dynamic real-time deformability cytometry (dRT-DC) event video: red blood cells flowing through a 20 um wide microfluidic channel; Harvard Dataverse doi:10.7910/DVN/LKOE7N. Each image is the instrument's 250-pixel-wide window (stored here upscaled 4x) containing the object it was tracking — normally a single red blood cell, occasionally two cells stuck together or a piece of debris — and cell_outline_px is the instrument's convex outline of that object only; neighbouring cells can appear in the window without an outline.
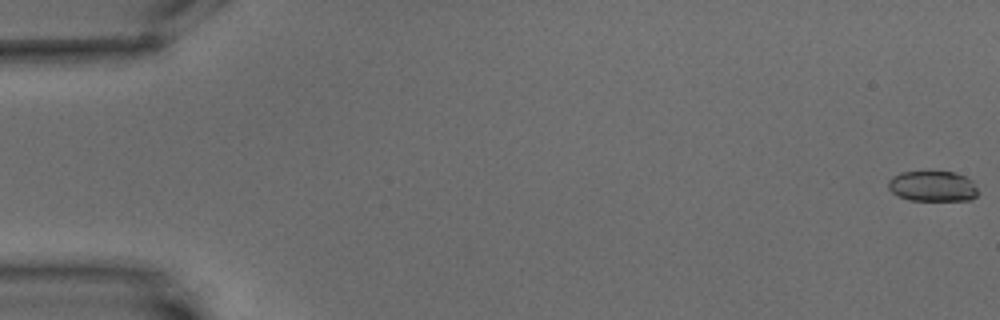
{"species": "common noctule bat (a hibernating species)", "species_latin": "Nyctalus noctula", "temperature_condition": "warm", "stored_images_in_passage": 16, "camera_frame_rate_fps": 3000, "um_per_image_px": 0.085, "animal": {"sex": "male", "body_mass_g": 15.6}, "frame": {"image": 1, "passage_image": 1, "time_ms": 0.0, "image_size_px": [1000, 320], "cell_outline_px": [[980, 192], [972, 200], [908, 200], [892, 192], [888, 188], [888, 180], [892, 176], [900, 172], [928, 168], [952, 172], [964, 176], [972, 180]], "centroid_in_image_um": [79.27, 15.77], "position_along_channel_um": 5.7, "area_um2": 16.76}}
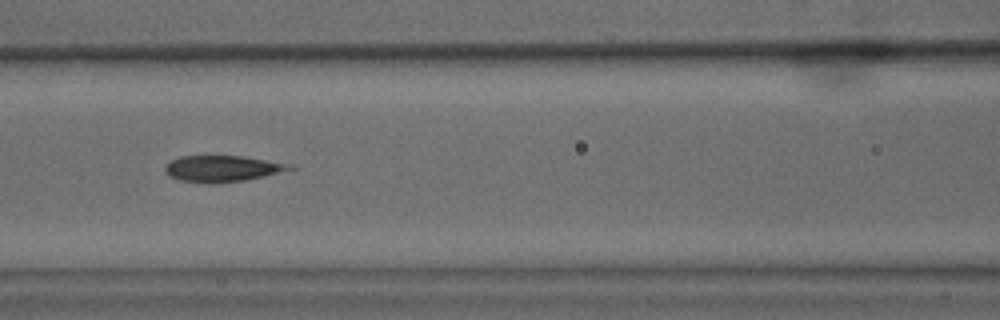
{"frame": {"image": 2, "passage_image": 8, "time_ms": 9.0, "image_size_px": [1000, 320], "cell_outline_px": [[296, 168], [264, 176], [244, 180], [216, 184], [180, 180], [168, 176], [164, 168], [172, 160], [180, 156], [244, 156], [292, 164]], "centroid_in_image_um": [18.91, 14.33], "position_along_channel_um": 147.7, "area_um2": 19.02}}
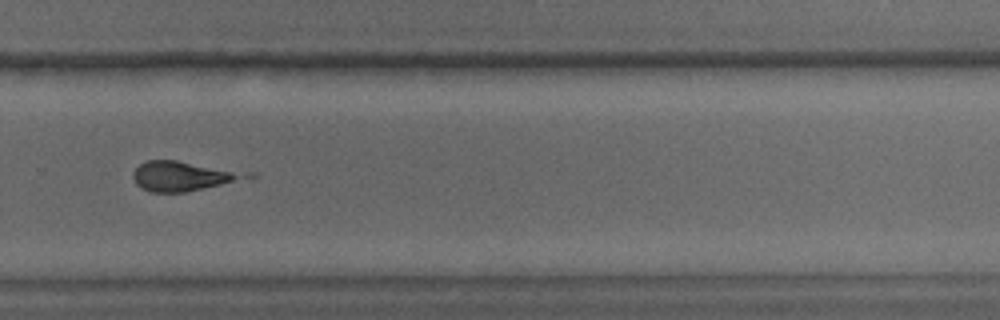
{"frame": {"image": 3, "passage_image": 12, "time_ms": 14.0, "image_size_px": [1000, 320], "cell_outline_px": [[256, 176], [184, 192], [152, 192], [140, 188], [136, 184], [132, 176], [132, 172], [144, 160], [176, 160], [252, 172]], "centroid_in_image_um": [15.53, 14.95], "position_along_channel_um": 314.3, "area_um2": 19.59}}